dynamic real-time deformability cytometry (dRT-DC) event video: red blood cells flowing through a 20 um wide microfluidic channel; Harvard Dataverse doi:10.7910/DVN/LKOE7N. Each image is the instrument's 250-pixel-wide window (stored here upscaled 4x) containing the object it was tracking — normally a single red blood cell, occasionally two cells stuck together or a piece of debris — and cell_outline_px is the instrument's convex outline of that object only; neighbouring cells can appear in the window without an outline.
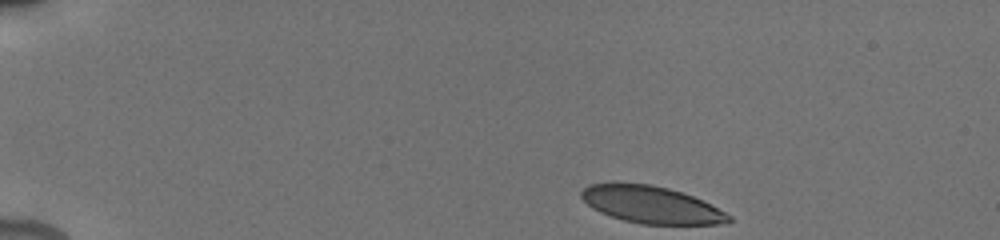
{"species": "human", "species_latin": "Homo sapiens", "temperature_condition": "cold", "stored_images_in_passage": 62, "camera_frame_rate_fps": 3000, "um_per_image_px": 0.085, "donor": {"sex": "male"}, "frame": {"image": 1, "passage_image": 1, "time_ms": 0.0, "image_size_px": [1000, 240], "cell_outline_px": [[732, 220], [728, 224], [640, 224], [624, 220], [600, 212], [592, 208], [580, 196], [580, 192], [588, 184], [612, 180], [652, 184], [668, 188], [692, 196], [732, 216]], "centroid_in_image_um": [55.28, 17.36], "position_along_channel_um": 29.7, "area_um2": 32.25}}
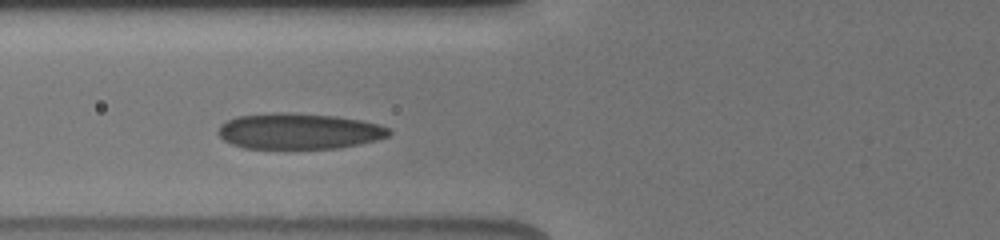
{"frame": {"image": 2, "passage_image": 16, "time_ms": 4.333, "image_size_px": [1000, 240], "cell_outline_px": [[392, 132], [388, 136], [376, 140], [360, 144], [340, 148], [244, 148], [232, 144], [224, 140], [216, 132], [220, 124], [236, 116], [272, 112], [288, 112], [336, 116], [360, 120], [380, 124], [388, 128]], "centroid_in_image_um": [25.39, 11.14], "position_along_channel_um": 100.4, "area_um2": 35.89}}
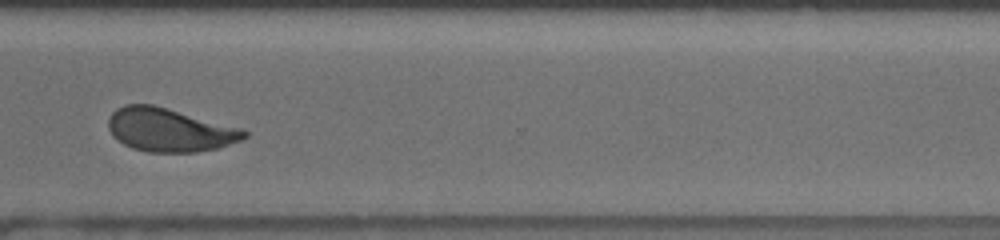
{"frame": {"image": 3, "passage_image": 42, "time_ms": 11.0, "image_size_px": [1000, 240], "cell_outline_px": [[248, 136], [240, 140], [216, 148], [196, 152], [148, 152], [132, 148], [124, 144], [112, 136], [108, 128], [108, 120], [112, 112], [116, 108], [124, 104], [152, 104], [244, 128], [248, 132]], "centroid_in_image_um": [14.4, 11.03], "position_along_channel_um": 356.2, "area_um2": 34.51}, "authors_computed_cell_mechanics": {"area_um2": 34.5644, "velocity_mm_per_s": 3.8421, "shape_relaxation_time_tau1_ms": 4.4625, "shape_relaxation_time_tau2_ms": 1.036, "deformation_change_tau1": 0.1481, "deformation_change_tau2": 0.0671}}